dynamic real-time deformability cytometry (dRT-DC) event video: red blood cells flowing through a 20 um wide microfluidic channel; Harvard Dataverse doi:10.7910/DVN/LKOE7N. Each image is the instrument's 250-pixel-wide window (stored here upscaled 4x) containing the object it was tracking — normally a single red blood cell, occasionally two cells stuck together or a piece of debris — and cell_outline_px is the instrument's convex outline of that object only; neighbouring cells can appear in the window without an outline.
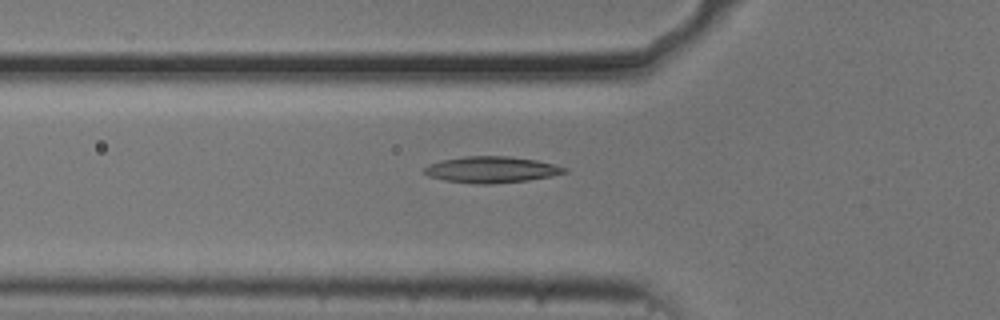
{"species": "common noctule bat (a hibernating species)", "species_latin": "Nyctalus noctula", "temperature_condition": "cold", "stored_images_in_passage": 33, "camera_frame_rate_fps": 3000, "um_per_image_px": 0.085, "animal": {"sex": "male", "body_mass_g": 20.5, "forearm_length_mm": 52.5}, "frame": {"image": 1, "passage_image": 2, "time_ms": 0.333, "image_size_px": [1000, 320], "cell_outline_px": [[568, 172], [552, 176], [528, 180], [492, 184], [476, 184], [444, 180], [428, 176], [424, 172], [424, 168], [428, 164], [444, 160], [464, 156], [508, 156], [536, 160], [568, 168]], "centroid_in_image_um": [41.78, 14.42], "position_along_channel_um": 84.0, "area_um2": 21.44}}
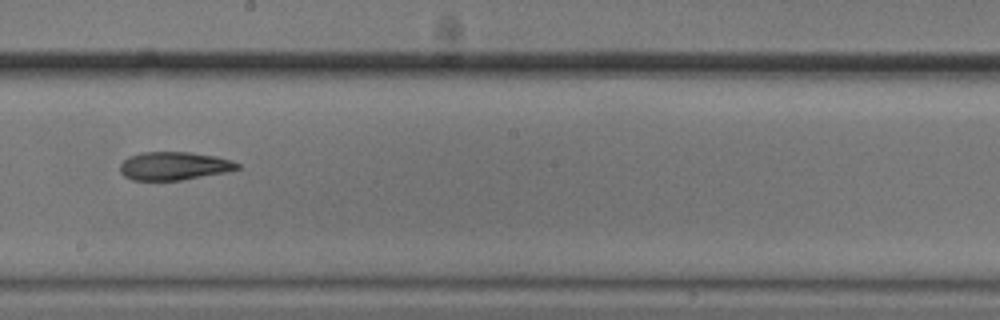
{"frame": {"image": 2, "passage_image": 14, "time_ms": 4.333, "image_size_px": [1000, 320], "cell_outline_px": [[240, 168], [224, 172], [180, 180], [132, 180], [124, 176], [120, 172], [120, 164], [128, 156], [140, 152], [188, 152], [216, 156], [232, 160], [240, 164]], "centroid_in_image_um": [14.76, 14.09], "position_along_channel_um": 233.4, "area_um2": 19.25}}
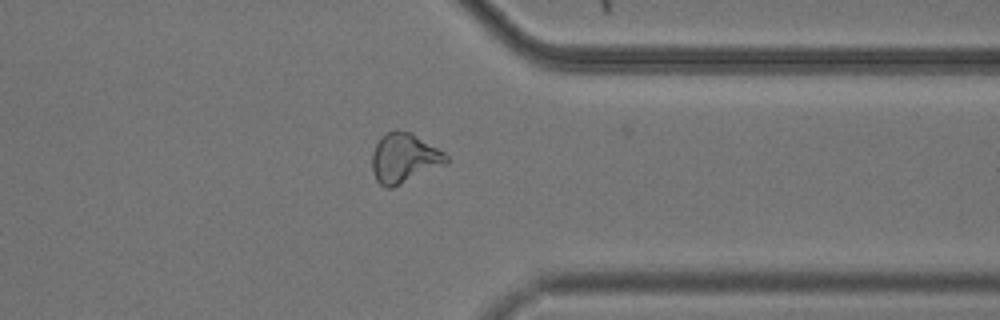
{"frame": {"image": 3, "passage_image": 26, "time_ms": 8.333, "image_size_px": [1000, 320], "cell_outline_px": [[448, 164], [392, 188], [384, 188], [376, 180], [372, 172], [372, 152], [380, 136], [396, 128], [412, 132], [444, 152], [448, 156]], "centroid_in_image_um": [34.36, 13.43], "position_along_channel_um": 377.0, "area_um2": 21.91}, "authors_computed_cell_mechanics": {"area_um2": 19.941, "velocity_mm_per_s": 3.7055, "shape_relaxation_time_tau1_ms": null, "shape_relaxation_time_tau2_ms": 6.6181, "deformation_change_tau1": null, "deformation_change_tau2": 0.1612}}